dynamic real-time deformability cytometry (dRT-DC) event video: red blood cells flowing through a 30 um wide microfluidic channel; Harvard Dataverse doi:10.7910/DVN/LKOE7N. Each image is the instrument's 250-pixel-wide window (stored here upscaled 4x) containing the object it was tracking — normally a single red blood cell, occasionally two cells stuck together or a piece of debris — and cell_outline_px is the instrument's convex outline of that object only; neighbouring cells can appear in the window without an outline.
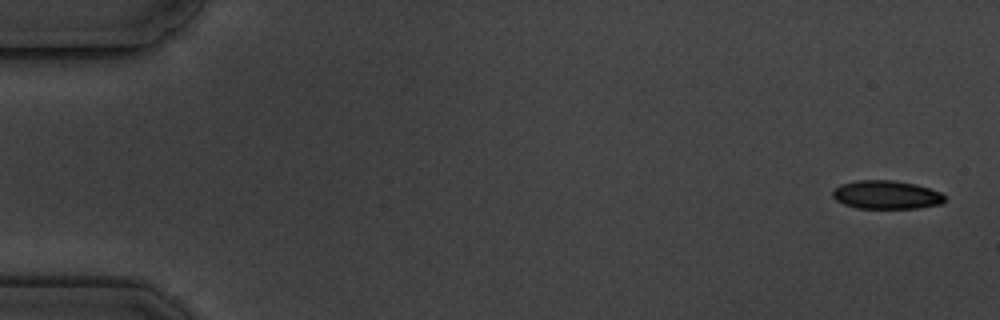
{"species": "common noctule bat (a hibernating species)", "species_latin": "Nyctalus noctula", "temperature_condition": "cold", "stored_images_in_passage": 11, "camera_frame_rate_fps": 3000, "um_per_image_px": 0.085, "animal": {"sex": "male", "body_mass_g": 19.5, "forearm_length_mm": 54.6}, "frame": {"image": 1, "passage_image": 1, "time_ms": 0.0, "image_size_px": [1000, 320], "cell_outline_px": [[944, 200], [940, 204], [920, 208], [856, 208], [844, 204], [836, 200], [832, 196], [832, 192], [840, 184], [856, 180], [892, 180], [916, 184], [940, 192], [944, 196]], "centroid_in_image_um": [75.32, 16.55], "position_along_channel_um": 9.7, "area_um2": 18.55}}
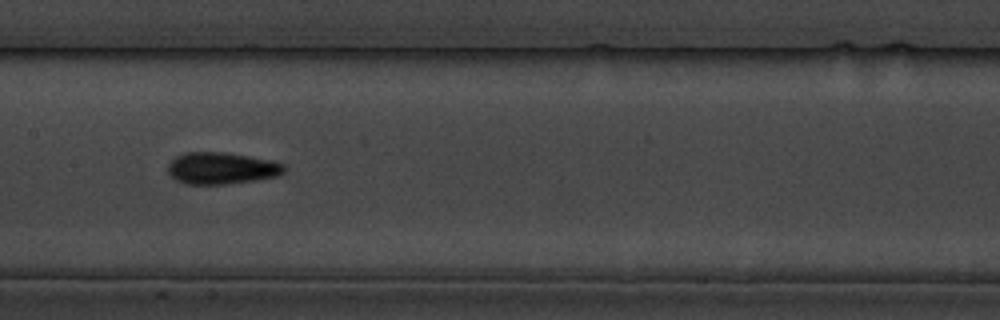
{"frame": {"image": 2, "passage_image": 8, "time_ms": 9.0, "image_size_px": [1000, 320], "cell_outline_px": [[288, 168], [284, 172], [276, 176], [256, 180], [224, 184], [188, 184], [176, 180], [168, 172], [168, 164], [176, 156], [184, 152], [224, 152], [248, 156], [268, 160], [284, 164]], "centroid_in_image_um": [18.83, 14.29], "position_along_channel_um": 188.6, "area_um2": 21.44}}
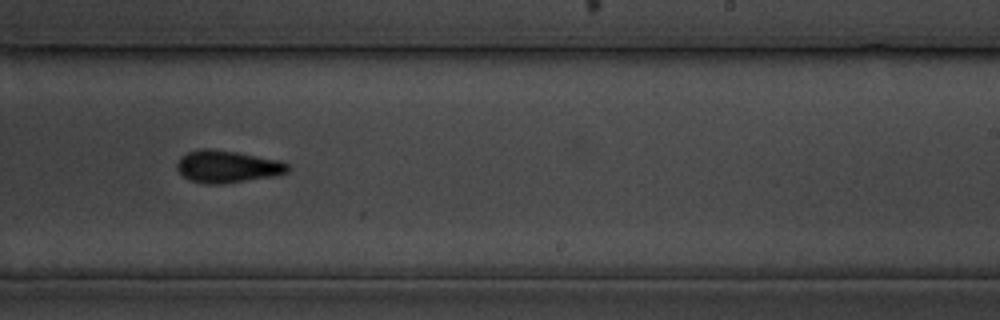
{"frame": {"image": 3, "passage_image": 10, "time_ms": 11.333, "image_size_px": [1000, 320], "cell_outline_px": [[288, 172], [272, 176], [224, 184], [204, 184], [188, 180], [176, 168], [176, 164], [180, 156], [188, 152], [200, 148], [208, 148], [236, 152], [280, 160], [288, 164]], "centroid_in_image_um": [19.28, 14.16], "position_along_channel_um": 269.7, "area_um2": 20.87}}